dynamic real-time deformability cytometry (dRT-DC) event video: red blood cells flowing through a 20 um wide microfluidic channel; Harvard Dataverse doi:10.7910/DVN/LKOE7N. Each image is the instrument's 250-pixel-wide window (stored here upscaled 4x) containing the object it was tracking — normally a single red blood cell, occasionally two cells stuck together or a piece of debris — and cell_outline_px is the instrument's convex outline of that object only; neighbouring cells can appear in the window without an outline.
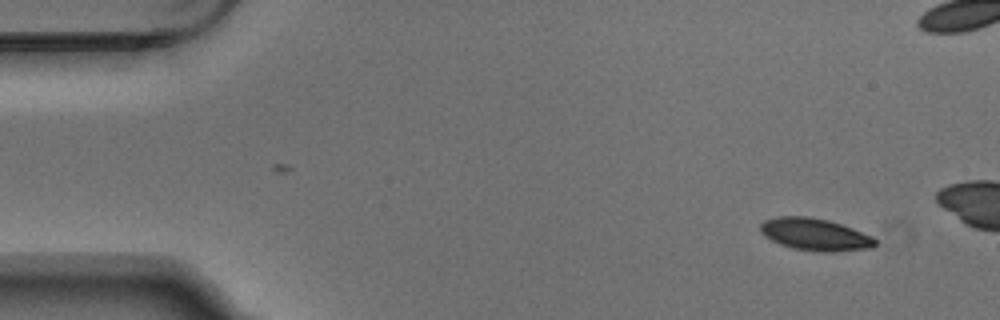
{"species": "Egyptian fruit bat (a non-hibernating species)", "species_latin": "Rousettus aegyptiacus", "temperature_condition": "warm", "stored_images_in_passage": 4, "camera_frame_rate_fps": 3000, "um_per_image_px": 0.085, "animal": {"sex": "male"}, "frame": {"image": 1, "passage_image": 1, "time_ms": 0.0, "image_size_px": [1000, 320], "cell_outline_px": [[876, 244], [872, 248], [836, 252], [820, 252], [792, 248], [780, 244], [764, 236], [760, 232], [760, 224], [764, 220], [776, 216], [808, 216], [828, 220], [852, 228], [872, 236], [876, 240]], "centroid_in_image_um": [69.26, 19.93], "position_along_channel_um": 15.7, "area_um2": 21.68}}